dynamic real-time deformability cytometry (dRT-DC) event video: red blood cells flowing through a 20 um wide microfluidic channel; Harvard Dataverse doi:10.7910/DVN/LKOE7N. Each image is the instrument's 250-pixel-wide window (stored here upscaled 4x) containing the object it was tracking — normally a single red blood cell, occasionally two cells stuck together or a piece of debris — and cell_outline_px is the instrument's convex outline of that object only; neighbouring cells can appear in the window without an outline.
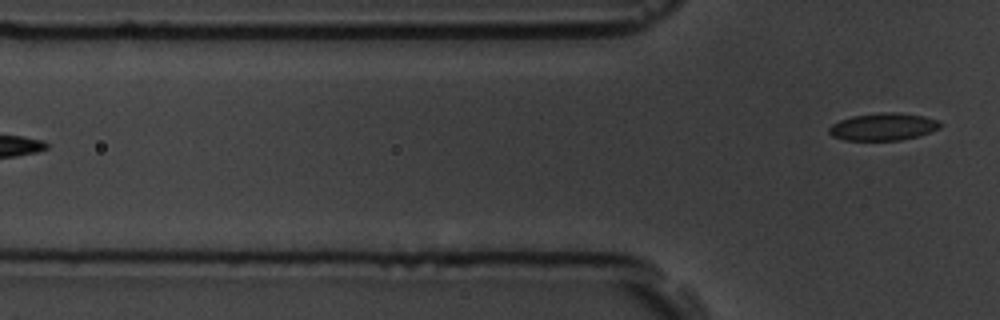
{"species": "common noctule bat (a hibernating species)", "species_latin": "Nyctalus noctula", "temperature_condition": "room temperature", "stored_images_in_passage": 6, "camera_frame_rate_fps": 3000, "um_per_image_px": 0.085, "animal": {"sex": "male", "body_mass_g": 19.5, "forearm_length_mm": 54.6}, "frame": {"image": 1, "passage_image": 6, "time_ms": 1.667, "image_size_px": [1000, 320], "cell_outline_px": [[940, 128], [920, 136], [900, 140], [844, 140], [832, 136], [828, 132], [828, 128], [832, 124], [840, 120], [852, 116], [884, 112], [896, 112], [924, 116], [940, 120]], "centroid_in_image_um": [75.08, 10.77], "position_along_channel_um": 50.7, "area_um2": 17.8}}